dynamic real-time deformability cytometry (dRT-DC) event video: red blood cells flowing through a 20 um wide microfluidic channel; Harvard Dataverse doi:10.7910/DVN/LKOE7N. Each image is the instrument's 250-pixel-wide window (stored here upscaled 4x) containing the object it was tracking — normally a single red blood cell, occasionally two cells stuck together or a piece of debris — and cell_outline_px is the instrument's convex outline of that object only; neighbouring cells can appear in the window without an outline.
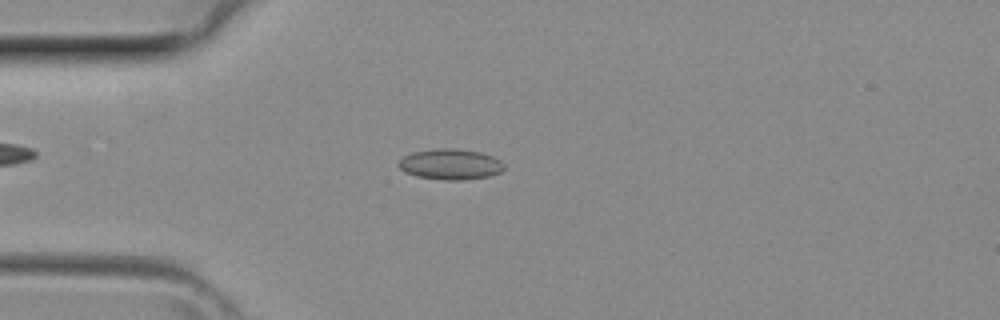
{"species": "common noctule bat (a hibernating species)", "species_latin": "Nyctalus noctula", "temperature_condition": "room temperature", "stored_images_in_passage": 39, "camera_frame_rate_fps": 3000, "um_per_image_px": 0.085, "animal": {"sex": "female", "body_mass_g": 29.2, "forearm_length_mm": 56.3}, "frame": {"image": 1, "passage_image": 10, "time_ms": 3.0, "image_size_px": [1000, 320], "cell_outline_px": [[504, 168], [500, 172], [488, 176], [464, 180], [444, 180], [416, 176], [404, 172], [396, 164], [404, 156], [412, 152], [436, 148], [452, 148], [480, 152], [492, 156], [500, 160], [504, 164]], "centroid_in_image_um": [38.26, 13.96], "position_along_channel_um": 46.7, "area_um2": 18.9}}
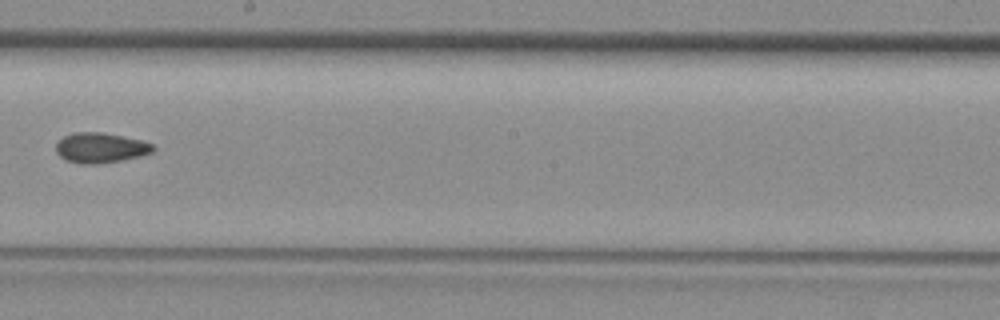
{"frame": {"image": 2, "passage_image": 22, "time_ms": 7.0, "image_size_px": [1000, 320], "cell_outline_px": [[156, 148], [152, 152], [140, 156], [124, 160], [96, 164], [80, 164], [68, 160], [60, 156], [56, 152], [56, 144], [64, 136], [76, 132], [100, 132], [140, 140], [152, 144]], "centroid_in_image_um": [8.55, 12.57], "position_along_channel_um": 239.7, "area_um2": 16.88}}
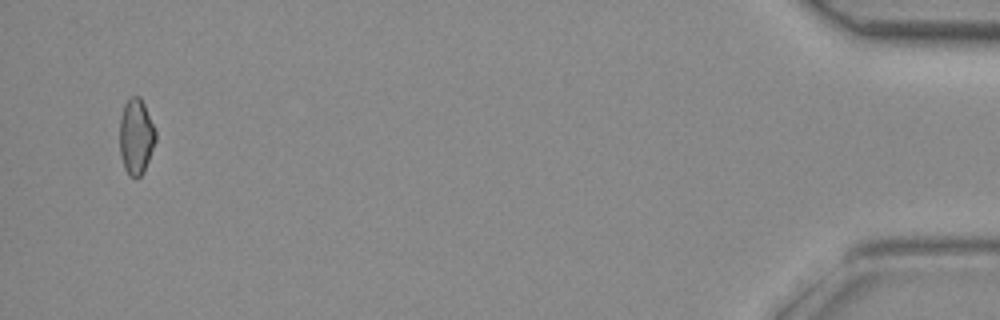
{"frame": {"image": 3, "passage_image": 38, "time_ms": 12.333, "image_size_px": [1000, 320], "cell_outline_px": [[156, 140], [144, 172], [136, 180], [128, 176], [124, 168], [120, 156], [120, 116], [124, 104], [132, 96], [140, 96], [144, 104], [156, 132]], "centroid_in_image_um": [11.55, 11.65], "position_along_channel_um": 423.6, "area_um2": 16.01}}